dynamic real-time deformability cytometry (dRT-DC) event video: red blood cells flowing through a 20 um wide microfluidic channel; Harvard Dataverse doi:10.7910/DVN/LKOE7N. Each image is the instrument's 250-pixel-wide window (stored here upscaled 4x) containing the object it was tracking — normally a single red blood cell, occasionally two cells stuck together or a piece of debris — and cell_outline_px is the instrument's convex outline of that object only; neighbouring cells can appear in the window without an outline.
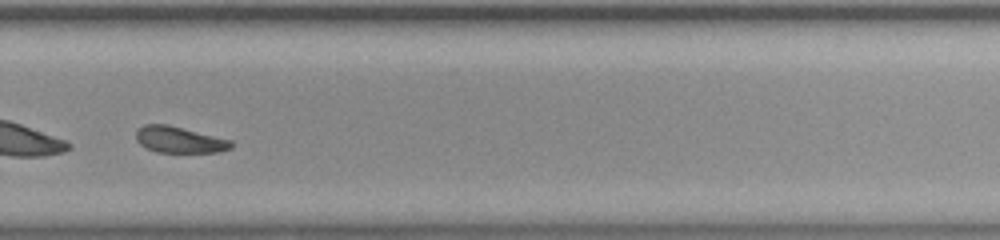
{"species": "common noctule bat (a hibernating species)", "species_latin": "Nyctalus noctula", "temperature_condition": "room temperature", "stored_images_in_passage": 46, "segment_of_instrument_passage": [2, 2], "camera_frame_rate_fps": 3000, "um_per_image_px": 0.085, "animal": {"sex": "female", "body_mass_g": 23.0, "forearm_length_mm": 53.4}, "frame": {"image": 1, "passage_image": 31, "time_ms": 10.0, "image_size_px": [1000, 240], "cell_outline_px": [[232, 148], [216, 152], [156, 152], [140, 144], [136, 140], [136, 128], [144, 124], [168, 124], [232, 140]], "centroid_in_image_um": [15.22, 11.86], "position_along_channel_um": 314.6, "area_um2": 14.62}}